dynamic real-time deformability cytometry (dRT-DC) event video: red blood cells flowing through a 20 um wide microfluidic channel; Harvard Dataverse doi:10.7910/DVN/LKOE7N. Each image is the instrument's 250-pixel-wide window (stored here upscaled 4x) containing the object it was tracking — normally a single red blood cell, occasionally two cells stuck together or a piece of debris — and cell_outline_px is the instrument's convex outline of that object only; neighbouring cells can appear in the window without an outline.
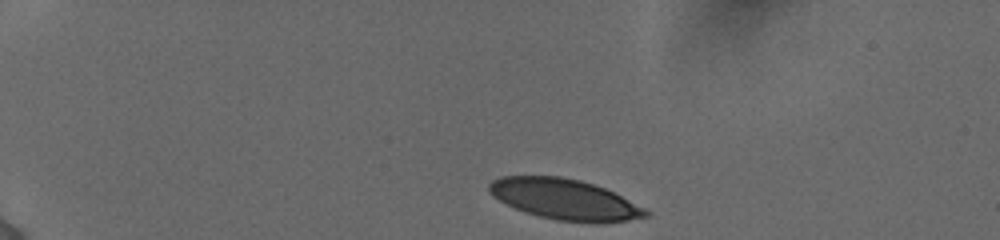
{"species": "human", "species_latin": "Homo sapiens", "temperature_condition": "cold", "stored_images_in_passage": 40, "camera_frame_rate_fps": 3000, "um_per_image_px": 0.085, "donor": {"sex": "female"}, "frame": {"image": 1, "passage_image": 1, "time_ms": 0.0, "image_size_px": [1000, 240], "cell_outline_px": [[648, 216], [628, 220], [600, 224], [596, 224], [556, 220], [524, 212], [492, 196], [488, 192], [488, 184], [492, 180], [500, 176], [560, 176], [580, 180], [604, 188], [644, 208], [648, 212]], "centroid_in_image_um": [47.96, 16.95], "position_along_channel_um": 37.0, "area_um2": 36.99}}
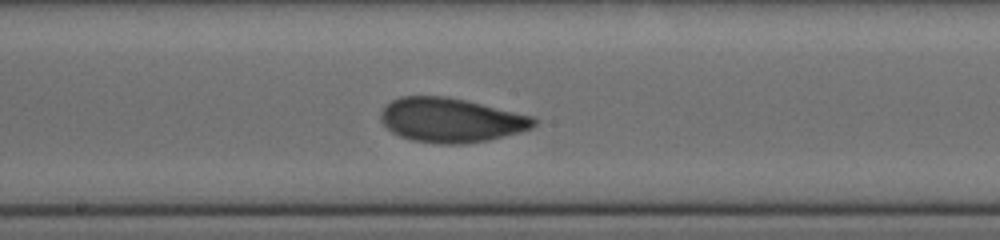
{"frame": {"image": 2, "passage_image": 23, "time_ms": 6.667, "image_size_px": [1000, 240], "cell_outline_px": [[536, 124], [532, 128], [520, 132], [488, 140], [464, 144], [440, 144], [412, 140], [400, 136], [392, 132], [380, 120], [380, 112], [392, 100], [400, 96], [448, 96], [536, 116]], "centroid_in_image_um": [38.36, 10.2], "position_along_channel_um": 209.8, "area_um2": 39.77}}
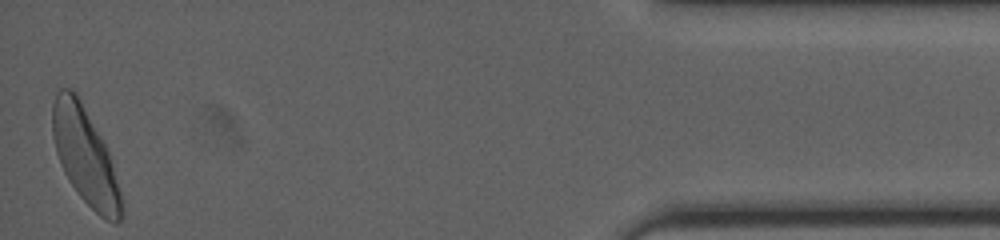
{"frame": {"image": 3, "passage_image": 40, "time_ms": 14.0, "image_size_px": [1000, 240], "cell_outline_px": [[124, 216], [116, 224], [112, 224], [104, 220], [80, 196], [68, 180], [60, 164], [56, 152], [52, 136], [52, 104], [56, 92], [60, 88], [72, 88], [76, 92], [100, 136], [108, 152], [124, 204]], "centroid_in_image_um": [7.23, 13.3], "position_along_channel_um": 428.0, "area_um2": 38.73}, "authors_computed_cell_mechanics": {"area_um2": 38.726, "velocity_mm_per_s": 3.8482, "shape_relaxation_time_tau1_ms": 3.2519, "shape_relaxation_time_tau2_ms": 1.1681, "deformation_change_tau1": 0.1258, "deformation_change_tau2": 0.0652}}